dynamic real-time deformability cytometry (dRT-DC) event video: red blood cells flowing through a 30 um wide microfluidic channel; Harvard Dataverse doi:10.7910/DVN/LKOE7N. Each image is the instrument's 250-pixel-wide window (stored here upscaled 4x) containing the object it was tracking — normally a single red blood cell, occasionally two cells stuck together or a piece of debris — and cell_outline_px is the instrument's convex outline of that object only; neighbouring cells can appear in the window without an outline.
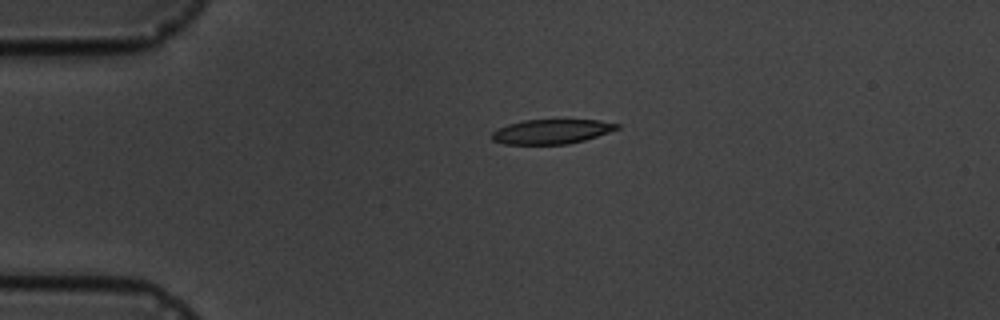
{"species": "common noctule bat (a hibernating species)", "species_latin": "Nyctalus noctula", "temperature_condition": "cold", "stored_images_in_passage": 2, "camera_frame_rate_fps": 3000, "um_per_image_px": 0.085, "animal": {"sex": "male", "body_mass_g": 19.5, "forearm_length_mm": 54.6}, "frame": {"image": 1, "passage_image": 1, "time_ms": 0.0, "image_size_px": [1000, 320], "cell_outline_px": [[620, 128], [584, 140], [568, 144], [504, 144], [492, 140], [492, 132], [508, 124], [524, 120], [600, 120], [620, 124]], "centroid_in_image_um": [46.89, 11.18], "position_along_channel_um": 38.1, "area_um2": 17.74}}